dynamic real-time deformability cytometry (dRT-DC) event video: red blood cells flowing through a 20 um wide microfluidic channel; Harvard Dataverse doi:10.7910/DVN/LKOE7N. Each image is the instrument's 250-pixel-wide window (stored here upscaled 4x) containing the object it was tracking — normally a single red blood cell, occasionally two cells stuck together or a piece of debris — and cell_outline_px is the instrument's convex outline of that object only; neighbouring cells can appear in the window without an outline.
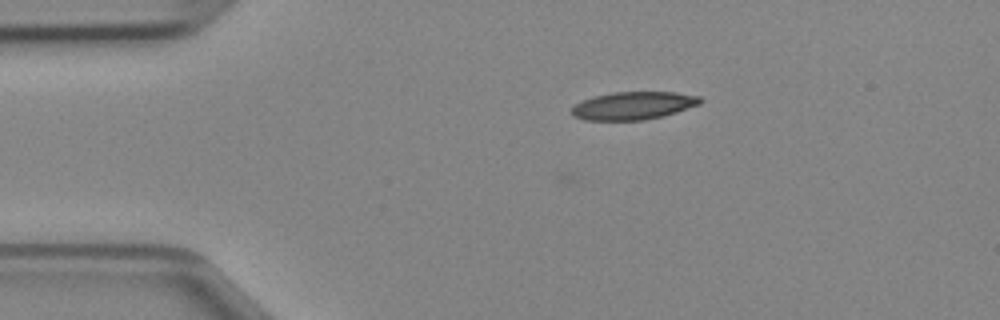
{"species": "Egyptian fruit bat (a non-hibernating species)", "species_latin": "Rousettus aegyptiacus", "temperature_condition": "cold", "stored_images_in_passage": 3, "camera_frame_rate_fps": 3000, "um_per_image_px": 0.085, "animal": {"sex": "female"}, "frame": {"image": 1, "passage_image": 3, "time_ms": 0.667, "image_size_px": [1000, 320], "cell_outline_px": [[704, 100], [700, 104], [676, 112], [644, 120], [584, 120], [572, 116], [572, 108], [576, 104], [592, 96], [612, 92], [676, 92], [700, 96]], "centroid_in_image_um": [53.84, 8.97], "position_along_channel_um": 31.2, "area_um2": 20.87}}